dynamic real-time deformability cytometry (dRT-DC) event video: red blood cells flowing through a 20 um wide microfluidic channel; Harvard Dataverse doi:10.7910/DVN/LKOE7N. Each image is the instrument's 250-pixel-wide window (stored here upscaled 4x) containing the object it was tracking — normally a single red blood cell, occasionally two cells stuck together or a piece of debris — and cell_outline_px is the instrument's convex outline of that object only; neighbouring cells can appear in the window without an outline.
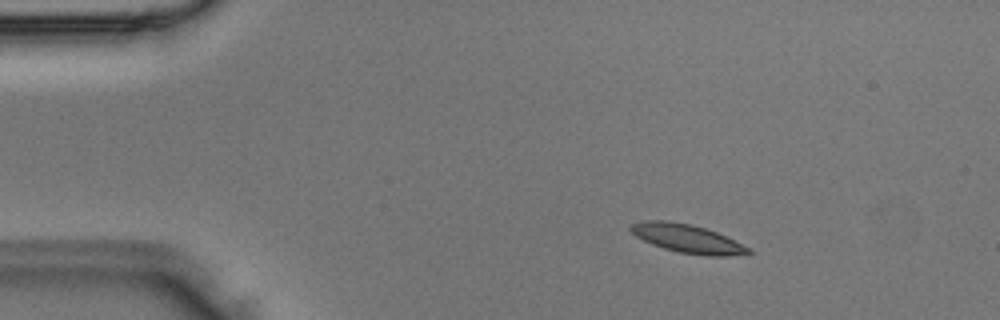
{"species": "Egyptian fruit bat (a non-hibernating species)", "species_latin": "Rousettus aegyptiacus", "temperature_condition": "room temperature", "stored_images_in_passage": 3, "camera_frame_rate_fps": 3000, "um_per_image_px": 0.085, "animal": {"sex": "male"}, "frame": {"image": 1, "passage_image": 1, "time_ms": 0.0, "image_size_px": [1000, 320], "cell_outline_px": [[752, 252], [728, 256], [708, 256], [680, 252], [664, 248], [652, 244], [636, 236], [628, 228], [632, 224], [648, 220], [664, 220], [692, 224], [716, 232], [752, 248]], "centroid_in_image_um": [58.44, 20.28], "position_along_channel_um": 26.6, "area_um2": 19.31}}